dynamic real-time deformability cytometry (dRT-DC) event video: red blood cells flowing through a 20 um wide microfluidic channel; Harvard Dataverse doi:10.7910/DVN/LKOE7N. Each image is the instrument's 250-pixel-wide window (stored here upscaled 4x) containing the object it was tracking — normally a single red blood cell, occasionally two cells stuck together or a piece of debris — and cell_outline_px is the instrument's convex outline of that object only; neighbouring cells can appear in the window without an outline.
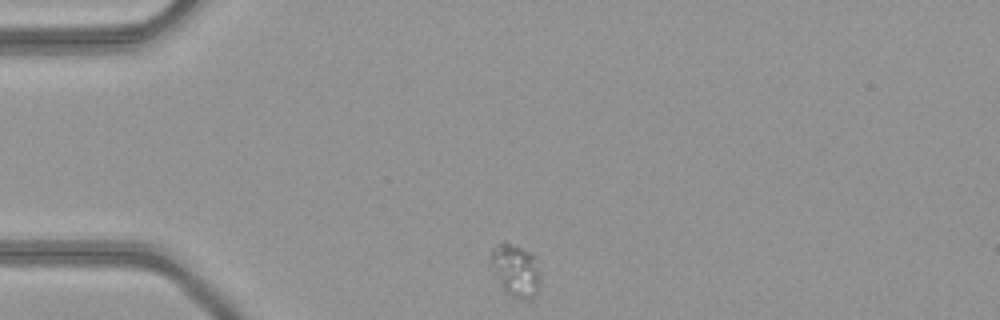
{"species": "common noctule bat (a hibernating species)", "species_latin": "Nyctalus noctula", "temperature_condition": "warm", "stored_images_in_passage": 41, "camera_frame_rate_fps": 3000, "um_per_image_px": 0.085, "animal": {"sex": "female", "body_mass_g": 21.9}, "frame": {"image": 1, "passage_image": 1, "time_ms": 0.0, "image_size_px": [1000, 320], "cell_outline_px": [[536, 292], [532, 296], [524, 300], [520, 300], [512, 296], [504, 288], [488, 264], [492, 248], [504, 240], [532, 252], [536, 272]], "centroid_in_image_um": [43.71, 22.9], "position_along_channel_um": 41.3, "area_um2": 14.51}}
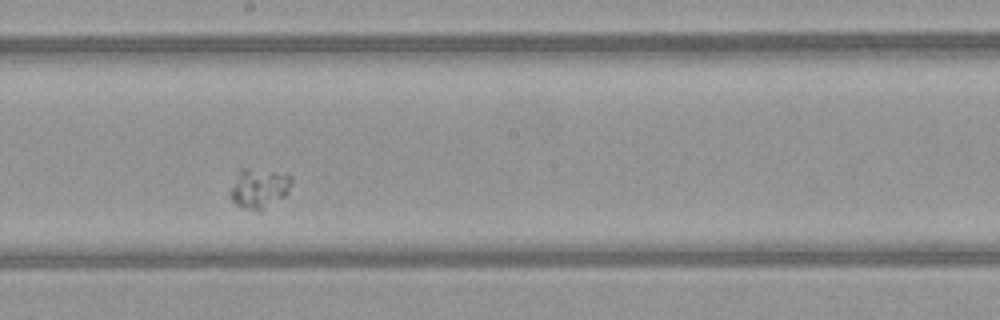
{"frame": {"image": 2, "passage_image": 18, "time_ms": 5.667, "image_size_px": [1000, 320], "cell_outline_px": [[292, 180], [288, 192], [284, 196], [260, 212], [240, 208], [232, 200], [228, 192], [240, 168], [248, 168], [276, 172], [292, 176]], "centroid_in_image_um": [21.98, 16.03], "position_along_channel_um": 226.2, "area_um2": 14.33}}
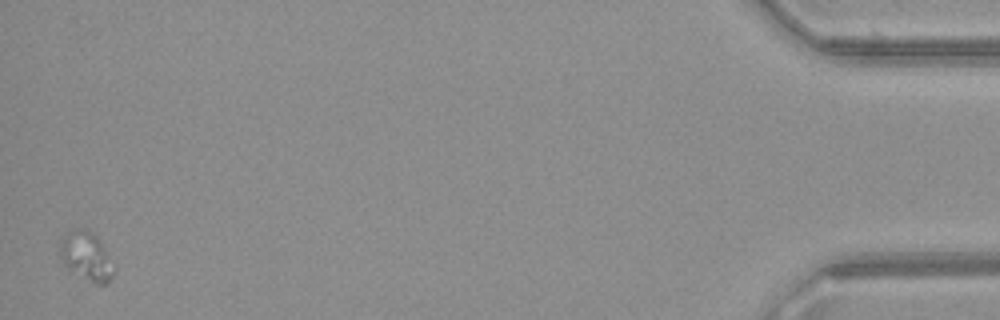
{"frame": {"image": 3, "passage_image": 41, "time_ms": 13.333, "image_size_px": [1000, 320], "cell_outline_px": [[116, 268], [108, 284], [96, 284], [68, 268], [60, 260], [60, 244], [64, 236], [68, 232], [80, 228], [88, 228], [100, 240]], "centroid_in_image_um": [7.37, 21.77], "position_along_channel_um": 427.8, "area_um2": 15.2}}